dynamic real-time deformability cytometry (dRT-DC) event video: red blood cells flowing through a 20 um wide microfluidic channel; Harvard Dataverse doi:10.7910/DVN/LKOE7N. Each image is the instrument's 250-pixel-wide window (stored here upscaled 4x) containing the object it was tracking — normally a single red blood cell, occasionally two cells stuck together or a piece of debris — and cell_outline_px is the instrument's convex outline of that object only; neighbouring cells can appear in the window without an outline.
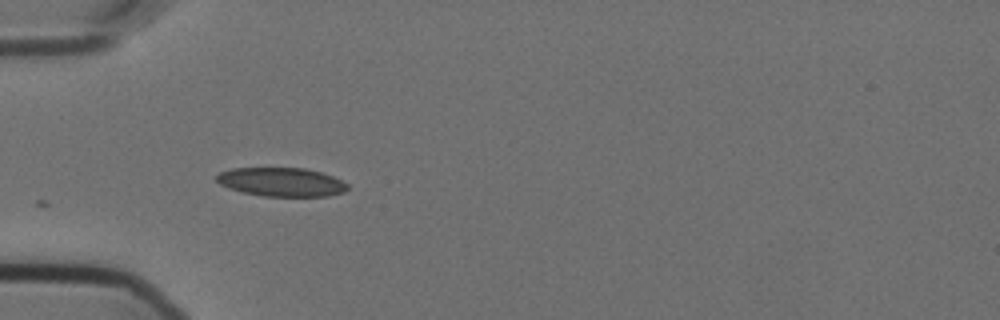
{"species": "Egyptian fruit bat (a non-hibernating species)", "species_latin": "Rousettus aegyptiacus", "temperature_condition": "cold", "stored_images_in_passage": 7, "camera_frame_rate_fps": 3000, "um_per_image_px": 0.085, "animal": {"sex": "female"}, "frame": {"image": 1, "passage_image": 1, "time_ms": 0.0, "image_size_px": [1000, 320], "cell_outline_px": [[348, 188], [344, 192], [328, 196], [264, 196], [244, 192], [228, 188], [220, 184], [216, 180], [216, 176], [220, 172], [232, 168], [304, 168], [320, 172], [332, 176], [348, 184]], "centroid_in_image_um": [23.91, 15.47], "position_along_channel_um": 61.1, "area_um2": 21.85}}
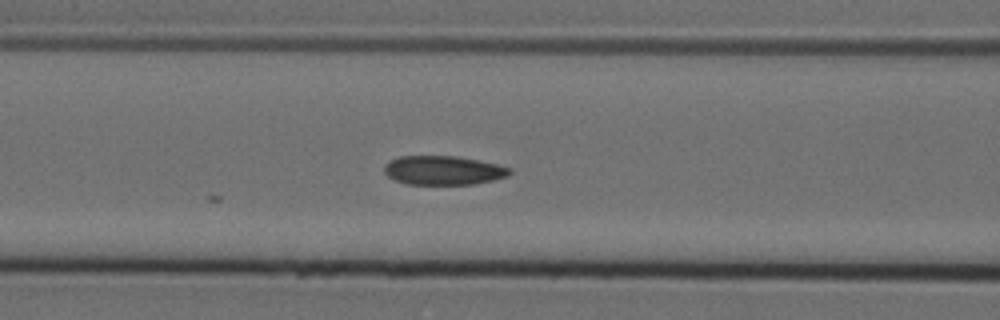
{"frame": {"image": 2, "passage_image": 7, "time_ms": 2.0, "image_size_px": [1000, 320], "cell_outline_px": [[512, 172], [508, 176], [492, 180], [472, 184], [404, 184], [388, 176], [384, 172], [384, 164], [388, 160], [400, 156], [456, 156], [496, 164], [508, 168]], "centroid_in_image_um": [37.62, 14.47], "position_along_channel_um": 129.0, "area_um2": 21.1}}